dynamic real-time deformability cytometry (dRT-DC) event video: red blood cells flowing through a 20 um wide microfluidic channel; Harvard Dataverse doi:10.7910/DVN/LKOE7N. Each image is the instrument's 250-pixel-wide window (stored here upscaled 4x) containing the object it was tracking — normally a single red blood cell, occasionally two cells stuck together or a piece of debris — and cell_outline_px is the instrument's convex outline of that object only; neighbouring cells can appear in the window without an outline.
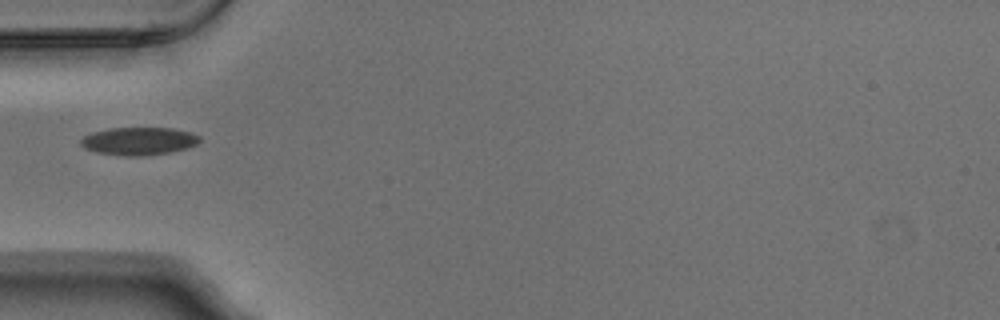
{"species": "Egyptian fruit bat (a non-hibernating species)", "species_latin": "Rousettus aegyptiacus", "temperature_condition": "warm", "stored_images_in_passage": 3, "segment_of_instrument_passage": [2, 2], "camera_frame_rate_fps": 3000, "um_per_image_px": 0.085, "animal": {"sex": "male"}, "frame": {"image": 1, "passage_image": 3, "time_ms": 0.667, "image_size_px": [1000, 320], "cell_outline_px": [[200, 140], [196, 144], [188, 148], [168, 152], [144, 156], [124, 156], [96, 152], [84, 148], [80, 144], [80, 140], [84, 136], [92, 132], [112, 128], [172, 128], [188, 132], [200, 136]], "centroid_in_image_um": [11.77, 12.0], "position_along_channel_um": 73.2, "area_um2": 19.19}}